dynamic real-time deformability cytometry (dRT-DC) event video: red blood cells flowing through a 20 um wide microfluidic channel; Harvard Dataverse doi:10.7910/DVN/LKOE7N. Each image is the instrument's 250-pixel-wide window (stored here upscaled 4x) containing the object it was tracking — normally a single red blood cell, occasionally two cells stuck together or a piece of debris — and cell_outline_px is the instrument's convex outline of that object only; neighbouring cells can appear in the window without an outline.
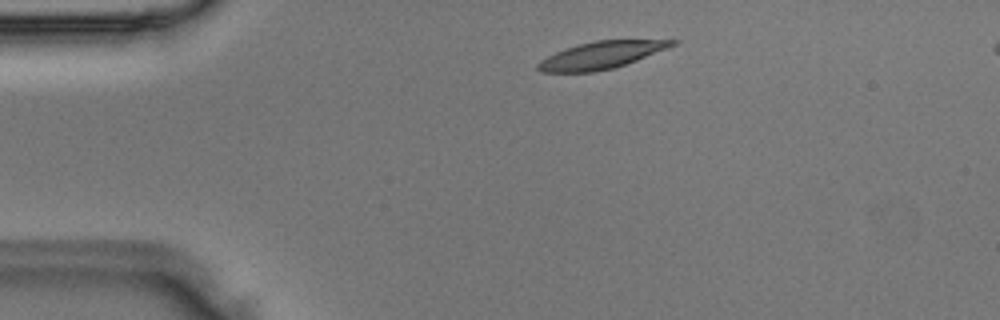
{"species": "Egyptian fruit bat (a non-hibernating species)", "species_latin": "Rousettus aegyptiacus", "temperature_condition": "room temperature", "stored_images_in_passage": 41, "camera_frame_rate_fps": 3000, "um_per_image_px": 0.085, "animal": {"sex": "male"}, "frame": {"image": 1, "passage_image": 2, "time_ms": 0.333, "image_size_px": [1000, 320], "cell_outline_px": [[680, 40], [676, 44], [668, 48], [636, 60], [612, 68], [596, 72], [540, 72], [536, 68], [536, 64], [540, 60], [564, 48], [576, 44], [596, 40]], "centroid_in_image_um": [51.05, 4.69], "position_along_channel_um": 33.9, "area_um2": 21.21}}
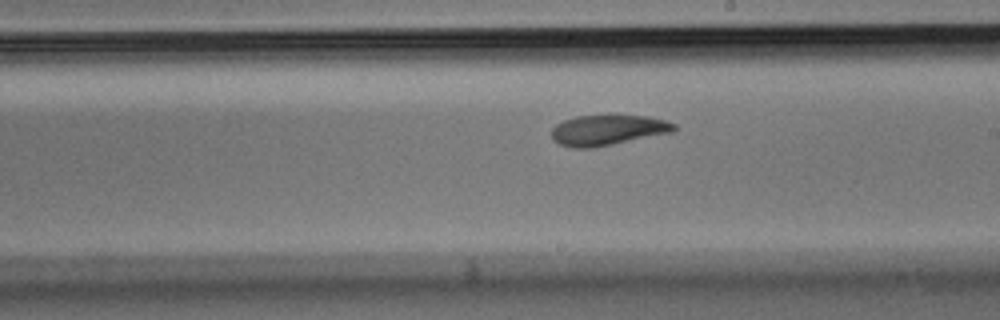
{"frame": {"image": 2, "passage_image": 20, "time_ms": 6.333, "image_size_px": [1000, 320], "cell_outline_px": [[676, 128], [672, 132], [592, 148], [568, 148], [556, 144], [552, 140], [552, 128], [556, 124], [564, 120], [576, 116], [648, 116], [664, 120], [676, 124]], "centroid_in_image_um": [51.59, 11.07], "position_along_channel_um": 237.4, "area_um2": 21.62}}
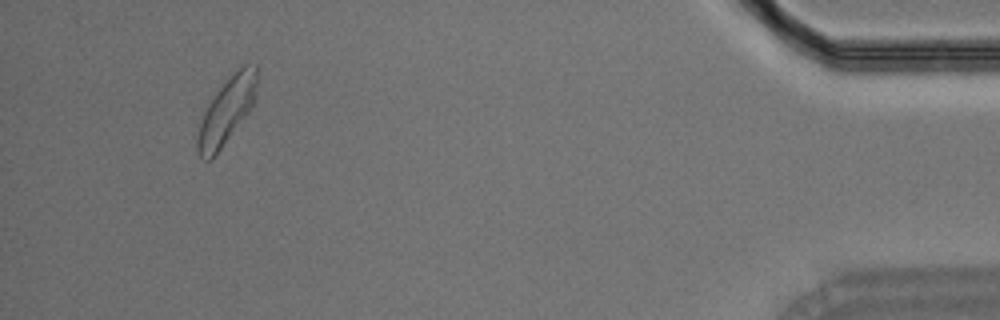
{"frame": {"image": 3, "passage_image": 38, "time_ms": 12.333, "image_size_px": [1000, 320], "cell_outline_px": [[256, 92], [252, 108], [220, 148], [208, 160], [204, 160], [196, 152], [196, 136], [204, 112], [208, 104], [216, 92], [232, 72], [236, 68], [244, 64], [256, 64]], "centroid_in_image_um": [19.26, 9.38], "position_along_channel_um": 415.9, "area_um2": 22.66}}